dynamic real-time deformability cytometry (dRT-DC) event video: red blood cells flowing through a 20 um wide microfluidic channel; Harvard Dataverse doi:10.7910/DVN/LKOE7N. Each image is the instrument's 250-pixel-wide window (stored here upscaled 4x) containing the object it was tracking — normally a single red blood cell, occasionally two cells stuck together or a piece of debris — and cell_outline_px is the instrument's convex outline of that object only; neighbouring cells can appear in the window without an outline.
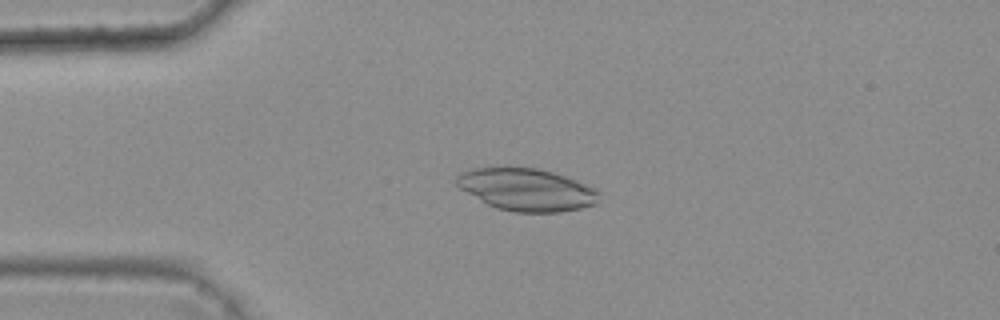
{"species": "common noctule bat (a hibernating species)", "species_latin": "Nyctalus noctula", "temperature_condition": "warm", "stored_images_in_passage": 37, "camera_frame_rate_fps": 3000, "um_per_image_px": 0.085, "animal": {"sex": "female", "body_mass_g": 25.1}, "frame": {"image": 1, "passage_image": 4, "time_ms": 1.0, "image_size_px": [1000, 320], "cell_outline_px": [[600, 192], [596, 204], [580, 208], [560, 212], [516, 212], [496, 208], [488, 204], [460, 188], [456, 184], [456, 176], [472, 168], [500, 164], [536, 168], [552, 172], [564, 176], [596, 188]], "centroid_in_image_um": [44.73, 16.08], "position_along_channel_um": 40.3, "area_um2": 35.6}}
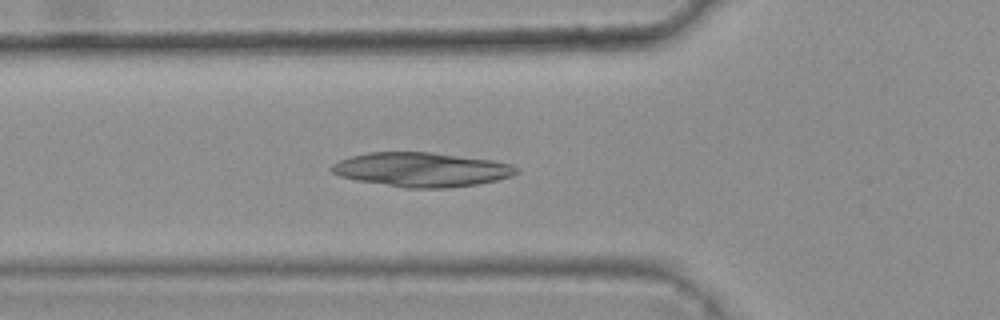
{"frame": {"image": 2, "passage_image": 10, "time_ms": 3.0, "image_size_px": [1000, 320], "cell_outline_px": [[520, 172], [512, 176], [480, 184], [448, 188], [404, 188], [356, 180], [340, 176], [332, 172], [328, 168], [332, 164], [348, 156], [368, 152], [432, 152], [492, 160], [512, 164], [520, 168]], "centroid_in_image_um": [35.84, 14.41], "position_along_channel_um": 90.0, "area_um2": 37.34}}
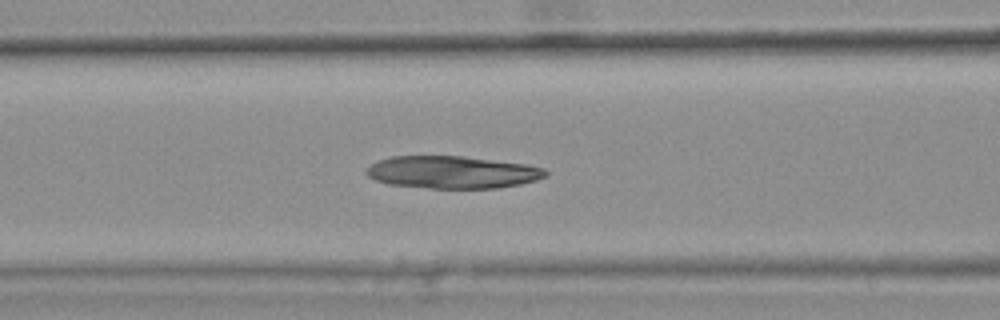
{"frame": {"image": 3, "passage_image": 13, "time_ms": 4.0, "image_size_px": [1000, 320], "cell_outline_px": [[548, 176], [536, 180], [520, 184], [500, 188], [428, 188], [388, 184], [376, 180], [368, 176], [364, 172], [376, 160], [392, 156], [464, 156], [524, 164], [544, 168], [548, 172]], "centroid_in_image_um": [38.44, 14.64], "position_along_channel_um": 128.2, "area_um2": 33.93}}